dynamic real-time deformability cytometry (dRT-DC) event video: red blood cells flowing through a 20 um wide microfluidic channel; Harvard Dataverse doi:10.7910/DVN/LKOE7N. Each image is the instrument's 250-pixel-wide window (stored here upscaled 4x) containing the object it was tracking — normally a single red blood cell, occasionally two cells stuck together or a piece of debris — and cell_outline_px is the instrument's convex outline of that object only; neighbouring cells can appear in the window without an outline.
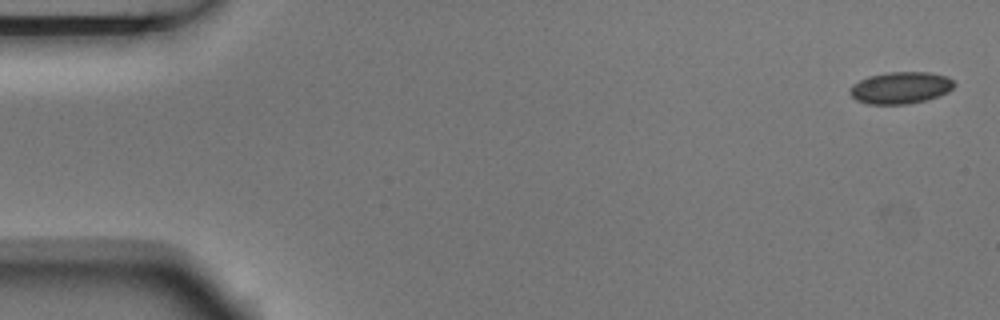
{"species": "Egyptian fruit bat (a non-hibernating species)", "species_latin": "Rousettus aegyptiacus", "temperature_condition": "room temperature", "stored_images_in_passage": 3, "camera_frame_rate_fps": 3000, "um_per_image_px": 0.085, "animal": {"sex": "male"}, "frame": {"image": 1, "passage_image": 1, "time_ms": 0.0, "image_size_px": [1000, 320], "cell_outline_px": [[956, 84], [948, 92], [924, 100], [908, 104], [868, 104], [856, 100], [848, 92], [852, 84], [868, 76], [888, 72], [932, 72], [948, 76]], "centroid_in_image_um": [76.54, 7.45], "position_along_channel_um": 8.5, "area_um2": 19.42}}